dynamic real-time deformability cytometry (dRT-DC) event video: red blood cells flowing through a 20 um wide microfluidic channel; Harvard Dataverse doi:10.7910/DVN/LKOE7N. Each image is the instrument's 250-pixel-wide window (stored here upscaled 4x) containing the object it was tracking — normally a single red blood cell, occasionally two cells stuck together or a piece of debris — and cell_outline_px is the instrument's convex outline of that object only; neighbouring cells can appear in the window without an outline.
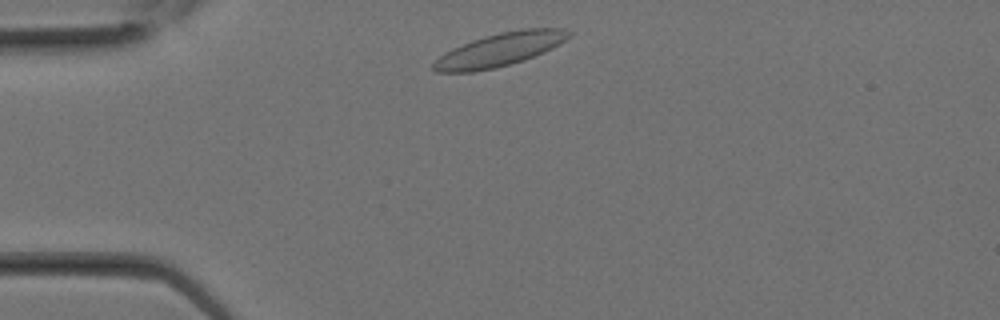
{"species": "Egyptian fruit bat (a non-hibernating species)", "species_latin": "Rousettus aegyptiacus", "temperature_condition": "room temperature", "stored_images_in_passage": 13, "camera_frame_rate_fps": 3000, "um_per_image_px": 0.085, "animal": {"sex": "female"}, "frame": {"image": 1, "passage_image": 1, "time_ms": 0.0, "image_size_px": [1000, 320], "cell_outline_px": [[572, 36], [544, 52], [524, 60], [496, 68], [472, 72], [436, 72], [432, 68], [432, 64], [444, 52], [452, 48], [472, 40], [484, 36], [500, 32], [524, 28], [564, 28], [572, 32]], "centroid_in_image_um": [42.48, 4.21], "position_along_channel_um": 42.5, "area_um2": 26.3}}
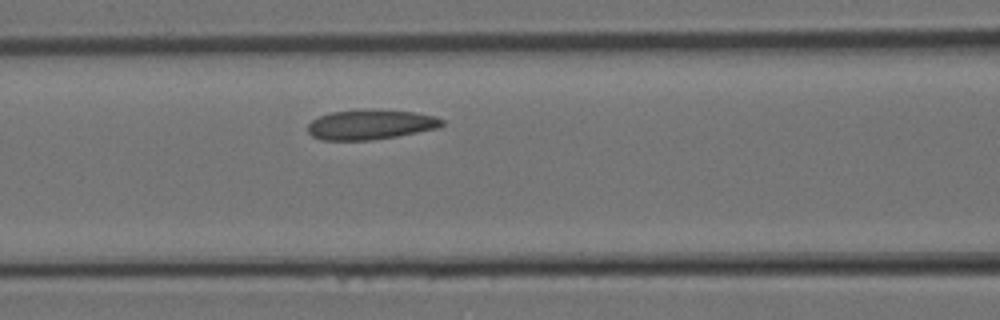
{"frame": {"image": 2, "passage_image": 6, "time_ms": 1.667, "image_size_px": [1000, 320], "cell_outline_px": [[444, 124], [440, 128], [396, 136], [372, 140], [320, 140], [312, 136], [308, 132], [308, 124], [312, 120], [320, 116], [332, 112], [360, 108], [380, 108], [412, 112], [436, 116], [444, 120]], "centroid_in_image_um": [31.51, 10.56], "position_along_channel_um": 135.1, "area_um2": 23.87}}
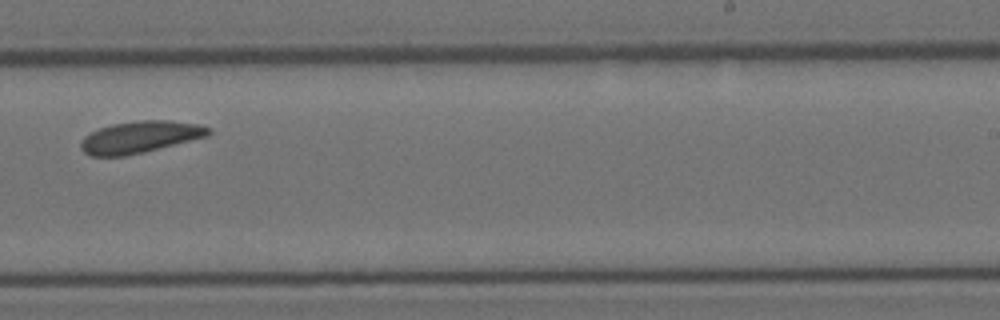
{"frame": {"image": 3, "passage_image": 12, "time_ms": 3.667, "image_size_px": [1000, 320], "cell_outline_px": [[212, 132], [208, 136], [144, 152], [124, 156], [92, 156], [84, 152], [80, 148], [80, 140], [84, 136], [100, 128], [112, 124], [140, 120], [168, 120], [196, 124], [212, 128]], "centroid_in_image_um": [11.9, 11.65], "position_along_channel_um": 277.1, "area_um2": 23.64}}